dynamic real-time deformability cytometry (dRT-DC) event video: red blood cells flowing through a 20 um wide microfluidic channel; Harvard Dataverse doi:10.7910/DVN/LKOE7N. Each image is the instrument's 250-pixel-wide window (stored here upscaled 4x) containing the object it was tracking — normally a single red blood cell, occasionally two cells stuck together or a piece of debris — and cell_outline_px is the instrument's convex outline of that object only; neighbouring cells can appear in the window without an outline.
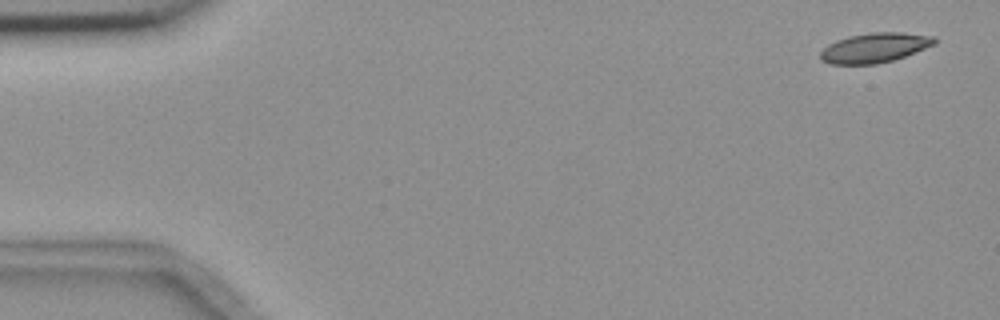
{"species": "common noctule bat (a hibernating species)", "species_latin": "Nyctalus noctula", "temperature_condition": "room temperature", "stored_images_in_passage": 5, "camera_frame_rate_fps": 3000, "um_per_image_px": 0.085, "animal": {"sex": "female", "body_mass_g": 18.4}, "frame": {"image": 1, "passage_image": 1, "time_ms": 0.0, "image_size_px": [1000, 320], "cell_outline_px": [[936, 44], [904, 56], [892, 60], [876, 64], [828, 64], [820, 60], [820, 52], [828, 44], [836, 40], [848, 36], [872, 32], [900, 32], [936, 36]], "centroid_in_image_um": [74.33, 4.05], "position_along_channel_um": 10.7, "area_um2": 19.83}}
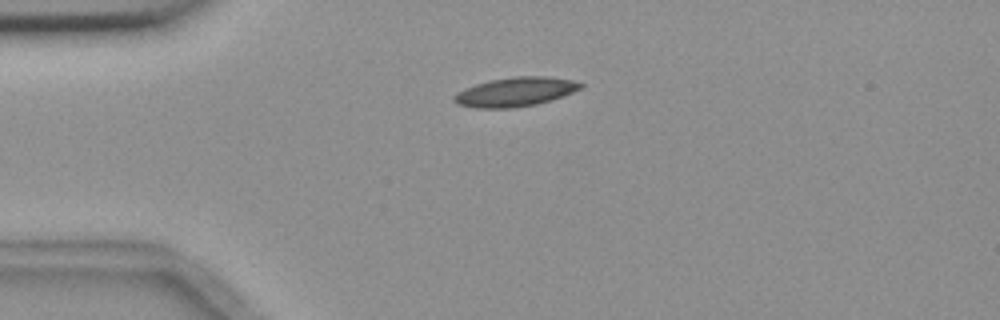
{"frame": {"image": 2, "passage_image": 4, "time_ms": 3.667, "image_size_px": [1000, 320], "cell_outline_px": [[584, 84], [580, 88], [572, 92], [552, 100], [536, 104], [512, 108], [476, 108], [456, 104], [452, 100], [452, 96], [456, 92], [464, 88], [488, 80], [516, 76], [544, 76], [572, 80]], "centroid_in_image_um": [43.74, 7.81], "position_along_channel_um": 41.3, "area_um2": 21.56}}